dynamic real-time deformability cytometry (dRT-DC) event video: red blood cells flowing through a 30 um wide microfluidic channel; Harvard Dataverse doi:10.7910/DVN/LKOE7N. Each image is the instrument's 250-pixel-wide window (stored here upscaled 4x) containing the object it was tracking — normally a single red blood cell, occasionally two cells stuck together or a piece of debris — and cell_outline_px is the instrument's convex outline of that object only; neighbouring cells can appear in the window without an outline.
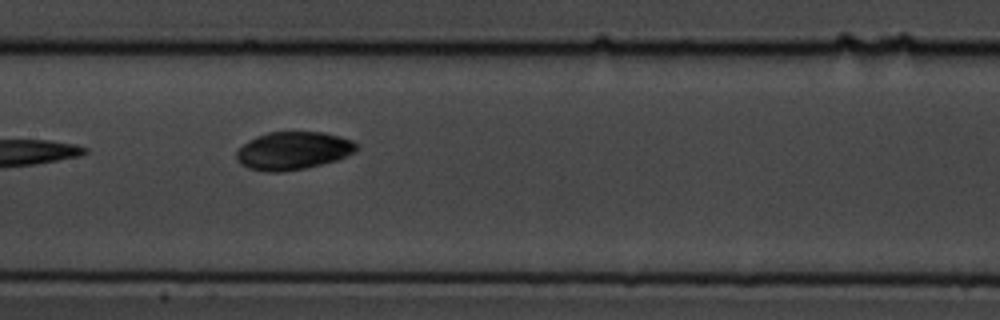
{"species": "common noctule bat (a hibernating species)", "species_latin": "Nyctalus noctula", "temperature_condition": "cold", "stored_images_in_passage": 13, "camera_frame_rate_fps": 3000, "um_per_image_px": 0.085, "animal": {"sex": "male", "body_mass_g": 19.5, "forearm_length_mm": 54.6}, "frame": {"image": 1, "passage_image": 10, "time_ms": 11.0, "image_size_px": [1000, 320], "cell_outline_px": [[360, 148], [356, 152], [336, 160], [304, 168], [284, 172], [264, 172], [248, 168], [240, 164], [236, 160], [236, 152], [244, 144], [256, 136], [268, 132], [324, 132], [340, 136], [352, 140]], "centroid_in_image_um": [24.92, 12.81], "position_along_channel_um": 182.5, "area_um2": 26.65}}
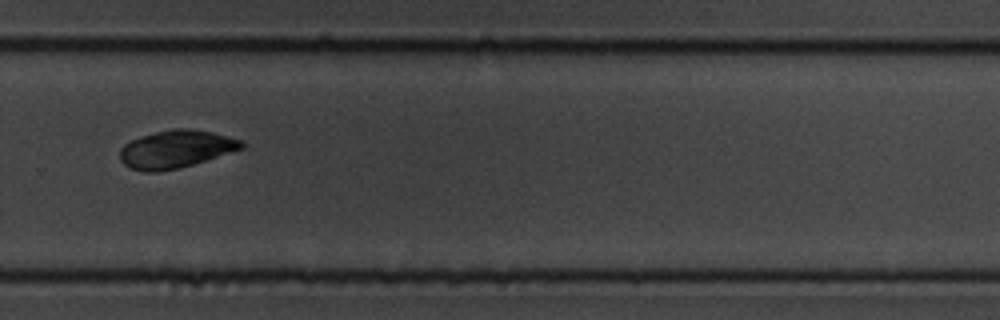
{"frame": {"image": 2, "passage_image": 13, "time_ms": 14.667, "image_size_px": [1000, 320], "cell_outline_px": [[244, 148], [192, 164], [176, 168], [156, 172], [144, 172], [128, 168], [120, 160], [120, 148], [124, 144], [132, 140], [156, 132], [172, 128], [188, 128], [212, 132], [244, 140]], "centroid_in_image_um": [14.94, 12.67], "position_along_channel_um": 314.9, "area_um2": 26.59}}